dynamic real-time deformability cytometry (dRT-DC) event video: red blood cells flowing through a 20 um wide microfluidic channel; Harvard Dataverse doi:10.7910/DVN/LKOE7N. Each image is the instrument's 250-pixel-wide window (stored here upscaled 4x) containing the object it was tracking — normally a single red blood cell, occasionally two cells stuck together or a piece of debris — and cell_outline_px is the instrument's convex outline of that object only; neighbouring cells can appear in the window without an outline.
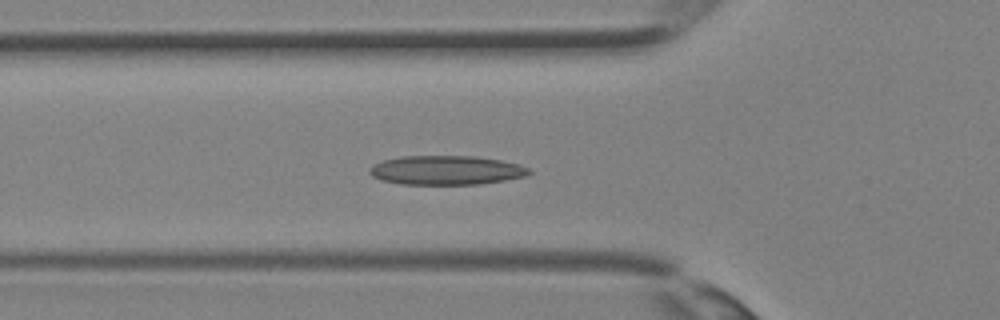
{"species": "Egyptian fruit bat (a non-hibernating species)", "species_latin": "Rousettus aegyptiacus", "temperature_condition": "room temperature", "stored_images_in_passage": 33, "camera_frame_rate_fps": 3000, "um_per_image_px": 0.085, "animal": {"sex": "female"}, "frame": {"image": 1, "passage_image": 9, "time_ms": 2.667, "image_size_px": [1000, 320], "cell_outline_px": [[532, 172], [524, 176], [504, 180], [480, 184], [400, 184], [380, 180], [372, 176], [368, 172], [368, 168], [384, 160], [400, 156], [476, 156], [500, 160], [520, 164], [528, 168]], "centroid_in_image_um": [37.91, 14.46], "position_along_channel_um": 87.9, "area_um2": 27.11}}
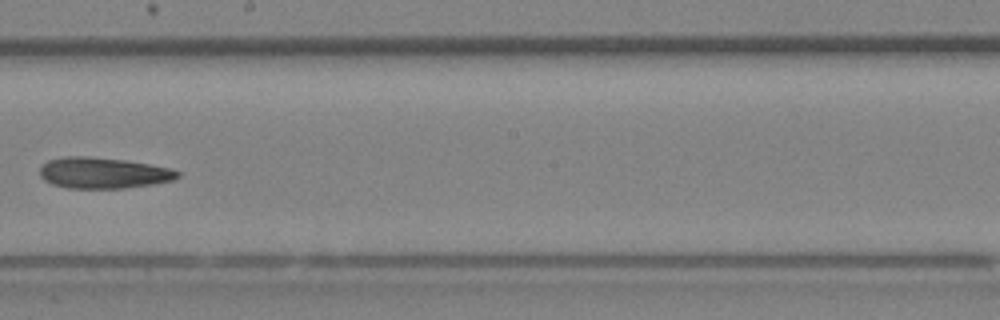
{"frame": {"image": 2, "passage_image": 17, "time_ms": 5.333, "image_size_px": [1000, 320], "cell_outline_px": [[180, 176], [172, 180], [152, 184], [124, 188], [68, 188], [52, 184], [44, 180], [40, 176], [40, 168], [48, 160], [64, 156], [88, 156], [124, 160], [148, 164], [168, 168], [180, 172]], "centroid_in_image_um": [8.74, 14.7], "position_along_channel_um": 239.5, "area_um2": 24.74}}
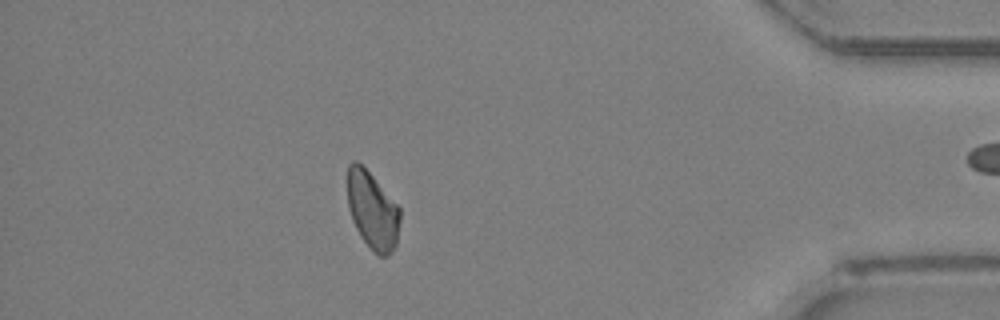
{"frame": {"image": 3, "passage_image": 28, "time_ms": 9.0, "image_size_px": [1000, 320], "cell_outline_px": [[400, 220], [396, 244], [388, 256], [380, 256], [364, 240], [356, 228], [352, 220], [348, 208], [348, 164], [352, 160], [356, 160], [372, 176], [400, 208]], "centroid_in_image_um": [31.65, 17.87], "position_along_channel_um": 403.5, "area_um2": 23.24}}